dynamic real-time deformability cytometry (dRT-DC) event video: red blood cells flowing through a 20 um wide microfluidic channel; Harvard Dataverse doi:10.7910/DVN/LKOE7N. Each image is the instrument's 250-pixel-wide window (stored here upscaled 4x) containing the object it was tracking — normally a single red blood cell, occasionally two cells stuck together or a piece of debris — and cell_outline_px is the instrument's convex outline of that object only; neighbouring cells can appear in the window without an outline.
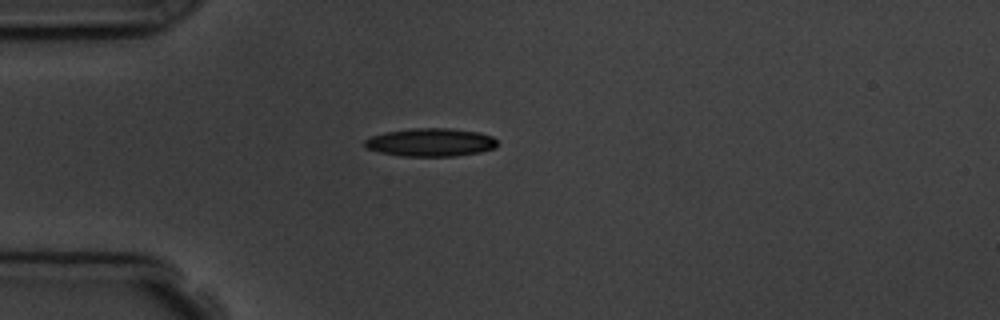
{"species": "common noctule bat (a hibernating species)", "species_latin": "Nyctalus noctula", "temperature_condition": "room temperature", "stored_images_in_passage": 2, "camera_frame_rate_fps": 3000, "um_per_image_px": 0.085, "animal": {"sex": "male", "body_mass_g": 19.5, "forearm_length_mm": 54.6}, "frame": {"image": 1, "passage_image": 1, "time_ms": 0.0, "image_size_px": [1000, 320], "cell_outline_px": [[496, 148], [480, 152], [452, 156], [400, 156], [380, 152], [368, 148], [364, 144], [364, 140], [372, 136], [384, 132], [412, 128], [448, 128], [480, 132], [492, 136], [496, 140]], "centroid_in_image_um": [36.61, 12.09], "position_along_channel_um": 48.4, "area_um2": 21.73}}